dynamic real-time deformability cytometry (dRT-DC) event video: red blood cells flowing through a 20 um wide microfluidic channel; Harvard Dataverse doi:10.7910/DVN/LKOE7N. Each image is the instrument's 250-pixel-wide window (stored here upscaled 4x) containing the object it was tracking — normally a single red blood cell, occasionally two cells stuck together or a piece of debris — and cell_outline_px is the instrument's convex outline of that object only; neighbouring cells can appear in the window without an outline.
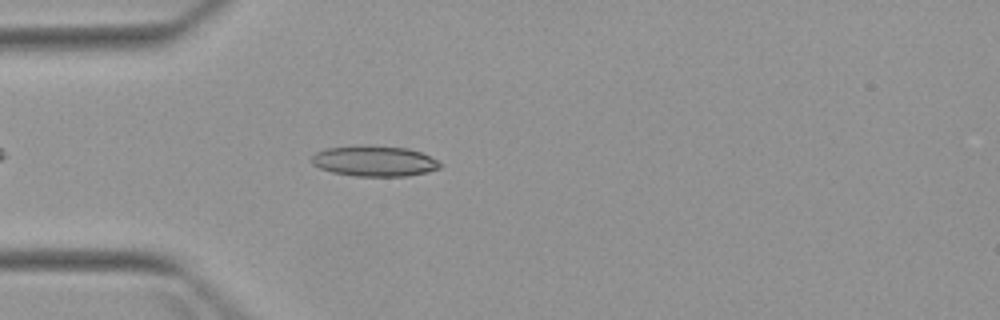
{"species": "Egyptian fruit bat (a non-hibernating species)", "species_latin": "Rousettus aegyptiacus", "temperature_condition": "warm", "stored_images_in_passage": 1, "camera_frame_rate_fps": 3000, "um_per_image_px": 0.085, "animal": {"sex": "female"}, "frame": {"image": 1, "passage_image": 1, "time_ms": 0.0, "image_size_px": [1000, 320], "cell_outline_px": [[440, 168], [408, 176], [356, 176], [332, 172], [320, 168], [312, 164], [312, 156], [316, 152], [324, 148], [408, 148], [420, 152], [436, 160], [440, 164]], "centroid_in_image_um": [31.81, 13.74], "position_along_channel_um": 53.2, "area_um2": 21.73}}